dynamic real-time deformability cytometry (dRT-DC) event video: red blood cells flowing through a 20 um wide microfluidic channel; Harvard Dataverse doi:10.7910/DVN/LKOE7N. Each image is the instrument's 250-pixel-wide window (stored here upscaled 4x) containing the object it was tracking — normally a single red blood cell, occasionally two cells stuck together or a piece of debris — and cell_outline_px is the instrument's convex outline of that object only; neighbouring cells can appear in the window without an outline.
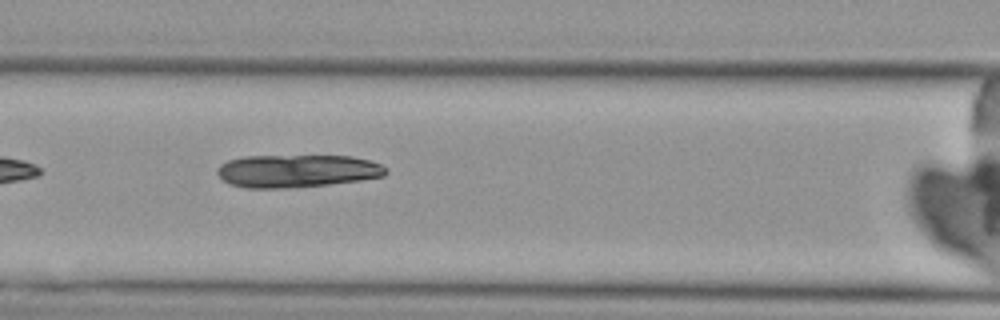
{"species": "Egyptian fruit bat (a non-hibernating species)", "species_latin": "Rousettus aegyptiacus", "temperature_condition": "cold", "stored_images_in_passage": 4, "camera_frame_rate_fps": 3000, "um_per_image_px": 0.085, "animal": {"sex": "female"}, "frame": {"image": 1, "passage_image": 4, "time_ms": 3.667, "image_size_px": [1000, 320], "cell_outline_px": [[388, 172], [384, 176], [360, 180], [328, 184], [288, 188], [244, 188], [228, 184], [216, 172], [216, 168], [220, 164], [228, 160], [244, 156], [352, 156], [368, 160], [380, 164], [388, 168]], "centroid_in_image_um": [25.22, 14.53], "position_along_channel_um": 141.4, "area_um2": 32.37}}